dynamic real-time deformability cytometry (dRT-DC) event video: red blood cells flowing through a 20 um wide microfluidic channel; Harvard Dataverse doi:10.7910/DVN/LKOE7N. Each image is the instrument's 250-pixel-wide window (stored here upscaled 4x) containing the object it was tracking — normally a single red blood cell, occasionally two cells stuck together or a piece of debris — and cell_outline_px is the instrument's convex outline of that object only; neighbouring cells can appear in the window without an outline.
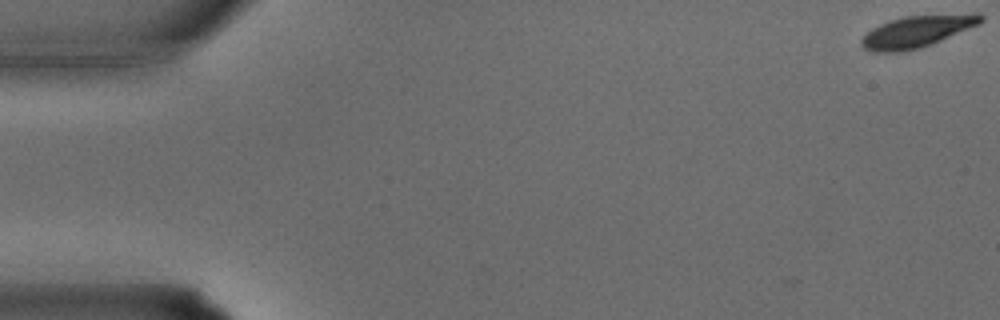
{"species": "common noctule bat (a hibernating species)", "species_latin": "Nyctalus noctula", "temperature_condition": "warm", "stored_images_in_passage": 29, "camera_frame_rate_fps": 3000, "um_per_image_px": 0.085, "animal": {"sex": "male", "body_mass_g": 15.6}, "frame": {"image": 1, "passage_image": 1, "time_ms": 0.0, "image_size_px": [1000, 320], "cell_outline_px": [[984, 20], [980, 24], [920, 48], [900, 52], [876, 52], [864, 48], [860, 44], [860, 40], [872, 28], [880, 24], [904, 16], [976, 12], [980, 12], [984, 16]], "centroid_in_image_um": [78.0, 2.65], "position_along_channel_um": 7.0, "area_um2": 22.2}}
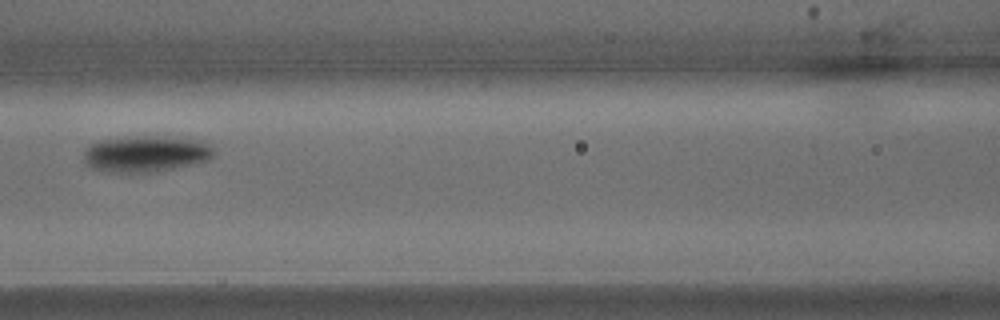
{"frame": {"image": 2, "passage_image": 16, "time_ms": 5.0, "image_size_px": [1000, 320], "cell_outline_px": [[216, 152], [208, 160], [176, 168], [156, 172], [104, 172], [92, 168], [84, 164], [84, 152], [88, 144], [100, 140], [136, 136], [160, 136], [200, 140], [208, 144]], "centroid_in_image_um": [12.36, 13.08], "position_along_channel_um": 154.2, "area_um2": 27.74}}
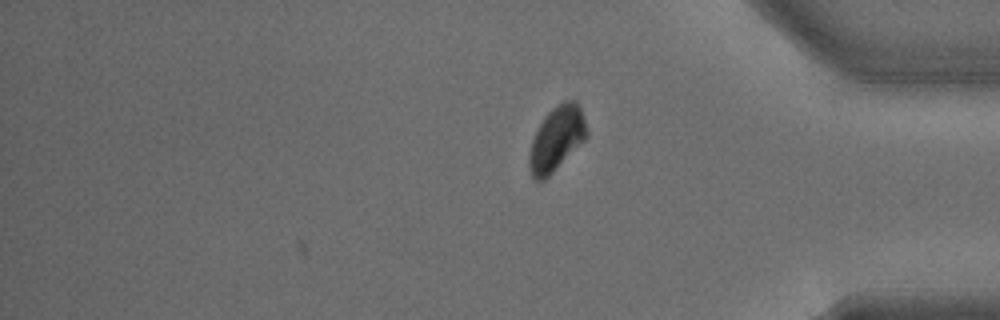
{"frame": {"image": 3, "passage_image": 29, "time_ms": 9.333, "image_size_px": [1000, 320], "cell_outline_px": [[588, 136], [544, 180], [536, 180], [532, 176], [528, 168], [528, 156], [532, 140], [544, 116], [552, 108], [564, 100], [576, 100], [580, 108], [588, 132]], "centroid_in_image_um": [47.29, 11.78], "position_along_channel_um": 387.9, "area_um2": 21.27}}